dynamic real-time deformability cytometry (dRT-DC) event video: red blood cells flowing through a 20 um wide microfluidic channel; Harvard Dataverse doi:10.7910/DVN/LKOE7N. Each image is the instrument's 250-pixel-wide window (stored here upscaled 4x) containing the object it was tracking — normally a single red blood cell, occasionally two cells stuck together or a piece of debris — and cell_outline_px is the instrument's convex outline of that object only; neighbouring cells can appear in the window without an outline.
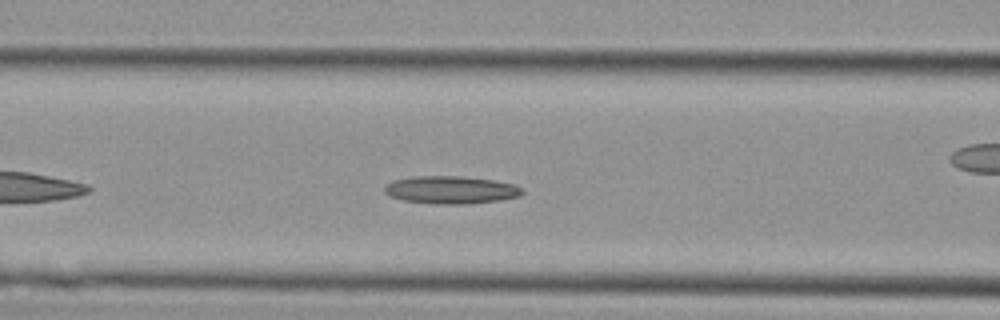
{"species": "Egyptian fruit bat (a non-hibernating species)", "species_latin": "Rousettus aegyptiacus", "temperature_condition": "cold", "stored_images_in_passage": 26, "camera_frame_rate_fps": 3000, "um_per_image_px": 0.085, "animal": {"sex": "female"}, "frame": {"image": 1, "passage_image": 5, "time_ms": 1.333, "image_size_px": [1000, 320], "cell_outline_px": [[524, 192], [520, 196], [500, 200], [464, 204], [436, 204], [404, 200], [392, 196], [384, 192], [384, 188], [392, 180], [412, 176], [460, 176], [496, 180], [512, 184], [524, 188]], "centroid_in_image_um": [38.36, 16.13], "position_along_channel_um": 128.2, "area_um2": 22.25}}
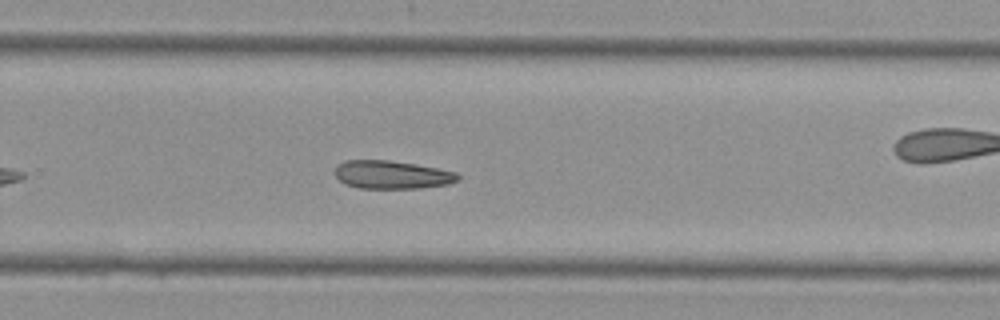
{"frame": {"image": 2, "passage_image": 15, "time_ms": 4.667, "image_size_px": [1000, 320], "cell_outline_px": [[460, 176], [456, 180], [448, 184], [420, 188], [360, 188], [344, 184], [332, 172], [336, 164], [344, 160], [388, 160], [436, 168], [456, 172]], "centroid_in_image_um": [33.22, 14.85], "position_along_channel_um": 296.6, "area_um2": 20.17}}